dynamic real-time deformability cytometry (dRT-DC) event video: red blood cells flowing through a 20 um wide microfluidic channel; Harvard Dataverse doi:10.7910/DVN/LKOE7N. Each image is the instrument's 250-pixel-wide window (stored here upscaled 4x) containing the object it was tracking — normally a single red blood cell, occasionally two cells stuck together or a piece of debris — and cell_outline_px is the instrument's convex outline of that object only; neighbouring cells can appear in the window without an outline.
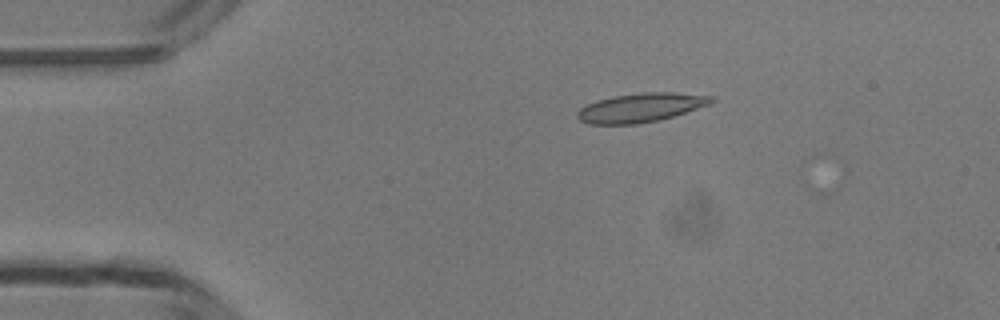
{"species": "common noctule bat (a hibernating species)", "species_latin": "Nyctalus noctula", "temperature_condition": "room temperature", "stored_images_in_passage": 10, "camera_frame_rate_fps": 3000, "um_per_image_px": 0.085, "animal": {"sex": "male", "body_mass_g": 13.3}, "frame": {"image": 1, "passage_image": 7, "time_ms": 2.0, "image_size_px": [1000, 320], "cell_outline_px": [[716, 100], [712, 104], [660, 120], [636, 124], [588, 124], [580, 120], [576, 116], [576, 112], [580, 108], [596, 100], [616, 96], [644, 92], [672, 92], [712, 96]], "centroid_in_image_um": [54.48, 9.15], "position_along_channel_um": 30.5, "area_um2": 22.66}}